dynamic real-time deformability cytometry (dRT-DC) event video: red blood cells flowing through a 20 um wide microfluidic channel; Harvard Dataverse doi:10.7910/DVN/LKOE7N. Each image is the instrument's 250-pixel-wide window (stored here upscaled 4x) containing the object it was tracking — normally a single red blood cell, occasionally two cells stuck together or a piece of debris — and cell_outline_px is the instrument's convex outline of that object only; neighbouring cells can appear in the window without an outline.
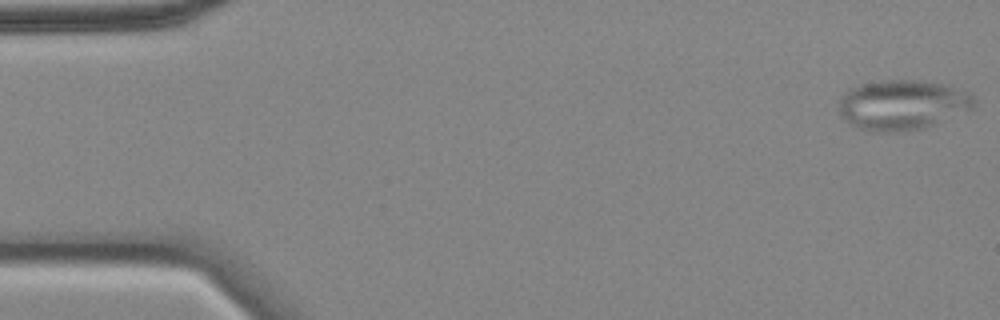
{"species": "common noctule bat (a hibernating species)", "species_latin": "Nyctalus noctula", "temperature_condition": "cold", "stored_images_in_passage": 13, "camera_frame_rate_fps": 3000, "um_per_image_px": 0.085, "animal": {"sex": "female", "body_mass_g": 18.4}, "frame": {"image": 1, "passage_image": 1, "time_ms": 0.0, "image_size_px": [1000, 320], "cell_outline_px": [[976, 104], [972, 108], [940, 124], [924, 128], [904, 132], [868, 132], [856, 128], [840, 116], [836, 104], [840, 96], [848, 88], [860, 84], [888, 80], [916, 80], [944, 84], [972, 92], [976, 100]], "centroid_in_image_um": [76.69, 8.93], "position_along_channel_um": 8.3, "area_um2": 40.52}}